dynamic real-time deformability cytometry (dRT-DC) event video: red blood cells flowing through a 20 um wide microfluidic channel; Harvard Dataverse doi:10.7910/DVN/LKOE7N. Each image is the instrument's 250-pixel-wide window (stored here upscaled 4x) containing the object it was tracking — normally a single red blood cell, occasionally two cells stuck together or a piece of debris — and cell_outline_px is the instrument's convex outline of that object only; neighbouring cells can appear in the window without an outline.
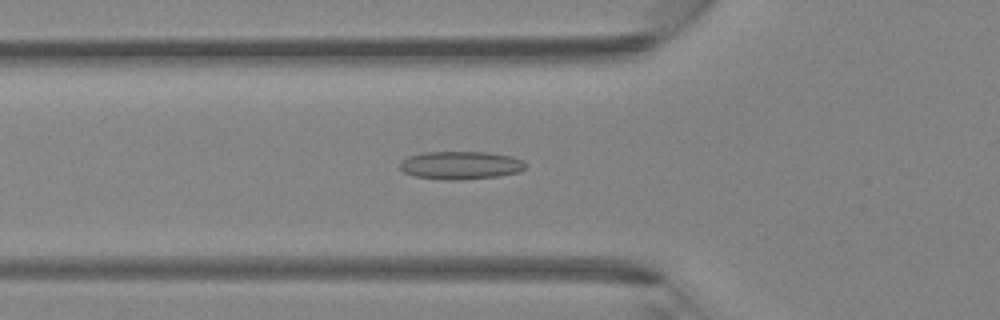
{"species": "Egyptian fruit bat (a non-hibernating species)", "species_latin": "Rousettus aegyptiacus", "temperature_condition": "room temperature", "stored_images_in_passage": 44, "camera_frame_rate_fps": 3000, "um_per_image_px": 0.085, "animal": {"sex": "female"}, "frame": {"image": 1, "passage_image": 15, "time_ms": 4.667, "image_size_px": [1000, 320], "cell_outline_px": [[524, 168], [520, 172], [496, 176], [460, 180], [444, 180], [416, 176], [404, 172], [400, 168], [400, 160], [408, 156], [424, 152], [488, 152], [512, 156], [520, 160], [524, 164]], "centroid_in_image_um": [39.11, 14.04], "position_along_channel_um": 86.7, "area_um2": 20.46}}
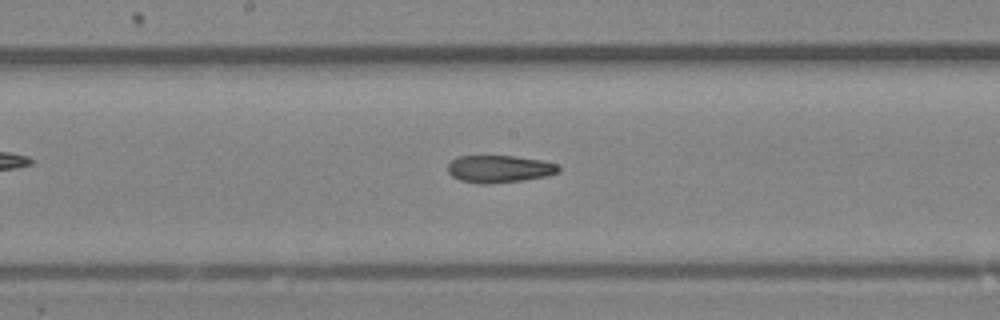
{"frame": {"image": 2, "passage_image": 23, "time_ms": 7.333, "image_size_px": [1000, 320], "cell_outline_px": [[560, 172], [544, 176], [524, 180], [488, 184], [480, 184], [460, 180], [452, 176], [448, 172], [448, 164], [456, 156], [512, 156], [540, 160], [556, 164], [560, 168]], "centroid_in_image_um": [42.41, 14.36], "position_along_channel_um": 205.8, "area_um2": 17.57}}
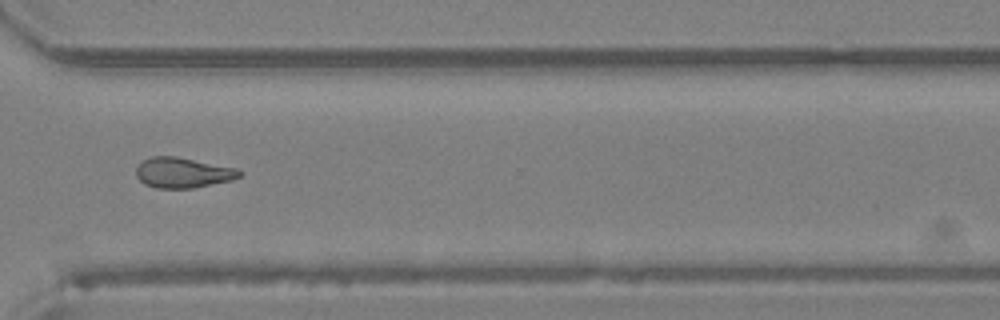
{"frame": {"image": 3, "passage_image": 33, "time_ms": 10.667, "image_size_px": [1000, 320], "cell_outline_px": [[240, 176], [232, 180], [192, 188], [156, 188], [144, 184], [136, 176], [136, 168], [144, 160], [152, 156], [176, 156], [236, 168], [240, 172]], "centroid_in_image_um": [15.51, 14.68], "position_along_channel_um": 355.1, "area_um2": 18.09}}